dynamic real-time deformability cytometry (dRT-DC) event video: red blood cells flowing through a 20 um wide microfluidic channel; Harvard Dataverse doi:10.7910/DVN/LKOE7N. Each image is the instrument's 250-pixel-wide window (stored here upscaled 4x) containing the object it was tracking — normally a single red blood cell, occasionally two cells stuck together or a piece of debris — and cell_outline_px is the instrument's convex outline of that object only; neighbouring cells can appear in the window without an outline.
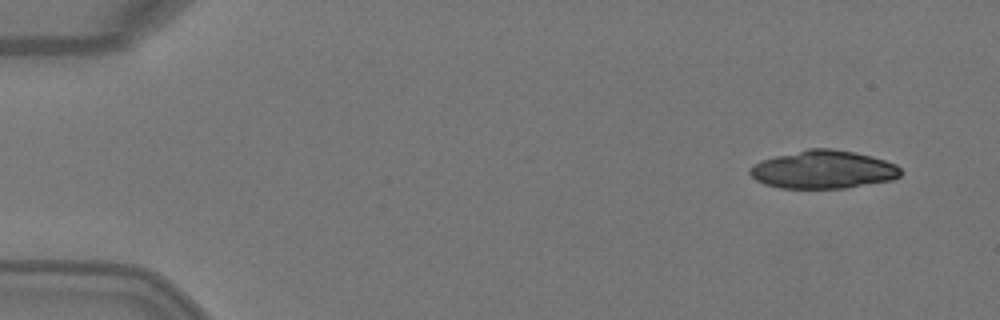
{"species": "Egyptian fruit bat (a non-hibernating species)", "species_latin": "Rousettus aegyptiacus", "temperature_condition": "warm", "stored_images_in_passage": 4, "camera_frame_rate_fps": 3000, "um_per_image_px": 0.085, "animal": {"sex": "female"}, "frame": {"image": 1, "passage_image": 1, "time_ms": 0.0, "image_size_px": [1000, 320], "cell_outline_px": [[900, 176], [892, 180], [844, 188], [780, 188], [764, 184], [756, 180], [748, 172], [748, 168], [760, 160], [808, 148], [832, 148], [856, 152], [872, 156], [896, 164], [900, 168]], "centroid_in_image_um": [69.95, 14.41], "position_along_channel_um": 15.0, "area_um2": 33.58}}